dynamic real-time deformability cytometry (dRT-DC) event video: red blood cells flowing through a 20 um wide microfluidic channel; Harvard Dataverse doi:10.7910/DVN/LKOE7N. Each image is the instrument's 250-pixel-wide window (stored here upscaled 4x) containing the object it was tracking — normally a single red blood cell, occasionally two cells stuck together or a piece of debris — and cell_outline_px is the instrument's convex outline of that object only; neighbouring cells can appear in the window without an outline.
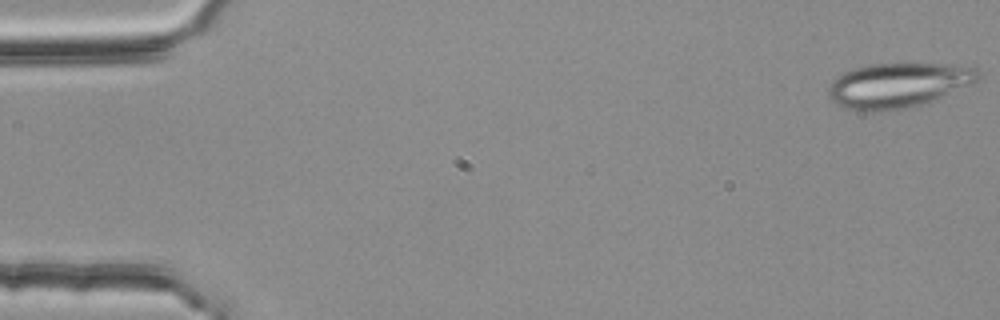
{"species": "common noctule bat (a hibernating species)", "species_latin": "Nyctalus noctula", "temperature_condition": "room temperature", "stored_images_in_passage": 11, "camera_frame_rate_fps": 3000, "um_per_image_px": 0.085, "animal": {"sex": "female", "body_mass_g": 25.1}, "frame": {"image": 1, "passage_image": 1, "time_ms": 0.0, "image_size_px": [1000, 320], "cell_outline_px": [[980, 80], [972, 84], [932, 100], [920, 104], [904, 108], [880, 112], [868, 112], [844, 108], [836, 104], [828, 96], [828, 88], [832, 80], [836, 76], [844, 72], [856, 68], [876, 64], [956, 64], [976, 68], [980, 72]], "centroid_in_image_um": [76.33, 7.25], "position_along_channel_um": 8.7, "area_um2": 39.07}}